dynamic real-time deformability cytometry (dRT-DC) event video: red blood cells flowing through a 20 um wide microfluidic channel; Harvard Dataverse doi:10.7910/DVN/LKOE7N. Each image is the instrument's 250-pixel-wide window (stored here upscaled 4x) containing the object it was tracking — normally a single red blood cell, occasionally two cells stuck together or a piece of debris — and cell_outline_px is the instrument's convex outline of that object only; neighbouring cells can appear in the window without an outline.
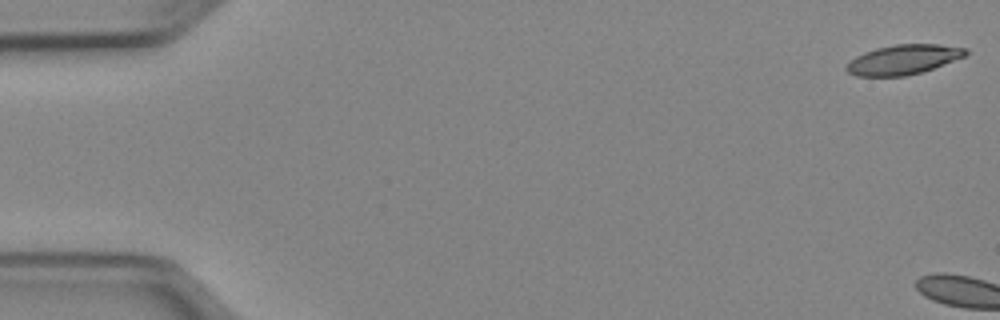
{"species": "Egyptian fruit bat (a non-hibernating species)", "species_latin": "Rousettus aegyptiacus", "temperature_condition": "cold", "stored_images_in_passage": 47, "camera_frame_rate_fps": 3000, "um_per_image_px": 0.085, "animal": {"sex": "female"}, "frame": {"image": 1, "passage_image": 1, "time_ms": 0.0, "image_size_px": [1000, 320], "cell_outline_px": [[968, 52], [964, 56], [932, 68], [920, 72], [904, 76], [856, 76], [848, 72], [844, 68], [856, 56], [864, 52], [876, 48], [896, 44], [940, 44], [968, 48]], "centroid_in_image_um": [76.77, 5.05], "position_along_channel_um": 8.2, "area_um2": 20.4}}
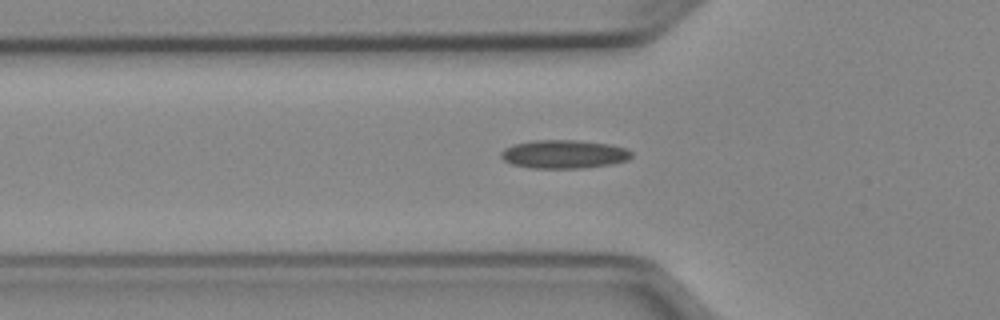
{"frame": {"image": 2, "passage_image": 13, "time_ms": 4.0, "image_size_px": [1000, 320], "cell_outline_px": [[632, 156], [628, 160], [612, 164], [580, 168], [532, 168], [512, 164], [504, 160], [500, 156], [500, 152], [504, 148], [512, 144], [536, 140], [576, 140], [608, 144], [624, 148], [632, 152]], "centroid_in_image_um": [47.91, 13.1], "position_along_channel_um": 77.9, "area_um2": 21.62}}
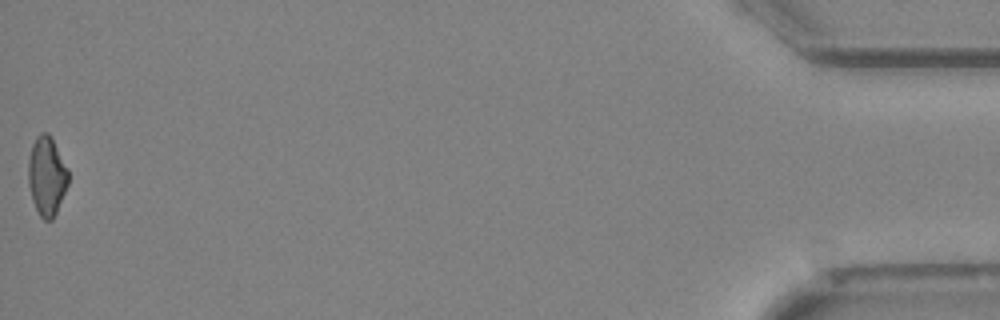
{"frame": {"image": 3, "passage_image": 47, "time_ms": 15.333, "image_size_px": [1000, 320], "cell_outline_px": [[68, 184], [56, 212], [52, 220], [44, 220], [40, 216], [32, 200], [28, 184], [28, 160], [32, 144], [36, 136], [40, 132], [48, 132], [68, 168]], "centroid_in_image_um": [3.96, 14.95], "position_along_channel_um": 431.2, "area_um2": 18.38}, "authors_computed_cell_mechanics": {"area_um2": 19.4786, "velocity_mm_per_s": 3.9761, "shape_relaxation_time_tau1_ms": null, "shape_relaxation_time_tau2_ms": 5.4068, "deformation_change_tau1": null, "deformation_change_tau2": 0.1472}}